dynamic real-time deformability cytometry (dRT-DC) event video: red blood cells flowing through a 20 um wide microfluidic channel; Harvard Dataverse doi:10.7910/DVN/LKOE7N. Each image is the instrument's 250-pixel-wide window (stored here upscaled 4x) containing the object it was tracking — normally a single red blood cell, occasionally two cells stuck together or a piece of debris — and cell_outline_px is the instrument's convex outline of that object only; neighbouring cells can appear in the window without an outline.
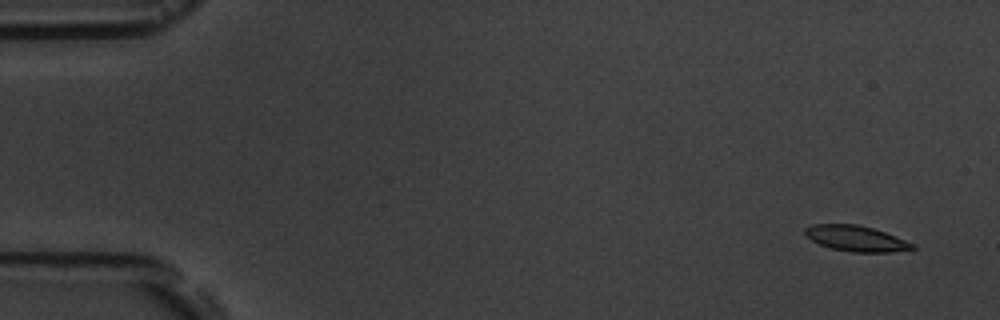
{"species": "common noctule bat (a hibernating species)", "species_latin": "Nyctalus noctula", "temperature_condition": "room temperature", "stored_images_in_passage": 4, "camera_frame_rate_fps": 3000, "um_per_image_px": 0.085, "animal": {"sex": "male", "body_mass_g": 19.5, "forearm_length_mm": 54.6}, "frame": {"image": 1, "passage_image": 1, "time_ms": 0.0, "image_size_px": [1000, 320], "cell_outline_px": [[916, 248], [892, 252], [852, 252], [832, 248], [820, 244], [812, 240], [804, 232], [804, 228], [812, 224], [856, 224], [872, 228], [884, 232], [916, 244]], "centroid_in_image_um": [72.78, 20.27], "position_along_channel_um": 12.2, "area_um2": 15.9}}